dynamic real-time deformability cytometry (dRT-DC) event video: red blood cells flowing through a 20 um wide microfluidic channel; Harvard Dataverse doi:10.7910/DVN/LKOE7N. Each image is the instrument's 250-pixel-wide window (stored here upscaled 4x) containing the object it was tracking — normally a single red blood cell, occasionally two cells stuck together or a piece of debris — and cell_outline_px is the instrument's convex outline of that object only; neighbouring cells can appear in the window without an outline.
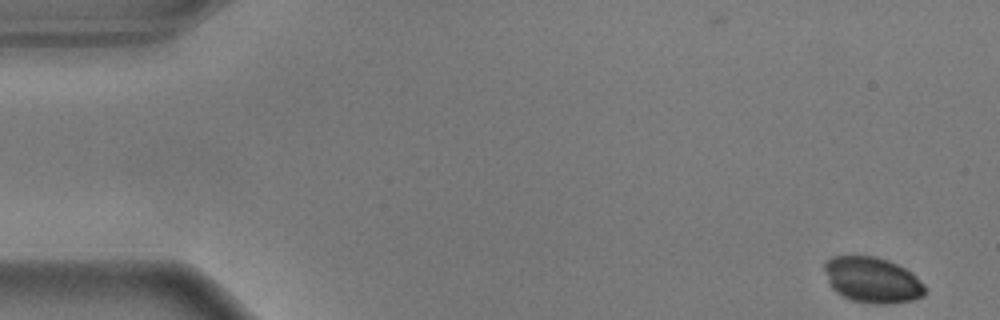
{"species": "common noctule bat (a hibernating species)", "species_latin": "Nyctalus noctula", "temperature_condition": "warm", "stored_images_in_passage": 13, "camera_frame_rate_fps": 3000, "um_per_image_px": 0.085, "animal": {"sex": "male", "body_mass_g": 17.9}, "frame": {"image": 1, "passage_image": 1, "time_ms": 0.0, "image_size_px": [1000, 320], "cell_outline_px": [[924, 296], [912, 300], [888, 304], [876, 304], [852, 300], [836, 292], [832, 288], [828, 280], [824, 268], [824, 264], [832, 256], [876, 256], [888, 260], [912, 272], [924, 284]], "centroid_in_image_um": [74.16, 23.79], "position_along_channel_um": 10.8, "area_um2": 26.65}}